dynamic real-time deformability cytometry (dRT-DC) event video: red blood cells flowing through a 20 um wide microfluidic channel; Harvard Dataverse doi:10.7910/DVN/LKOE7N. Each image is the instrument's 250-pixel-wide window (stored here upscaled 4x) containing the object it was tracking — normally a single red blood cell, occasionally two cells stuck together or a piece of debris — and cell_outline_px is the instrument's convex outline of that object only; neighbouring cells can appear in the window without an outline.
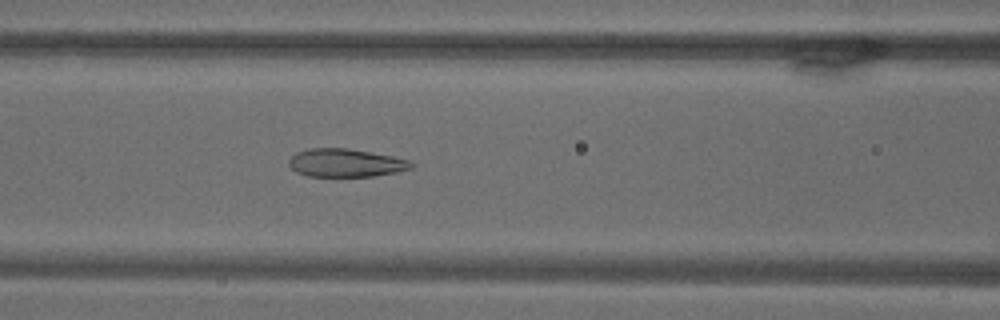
{"species": "common noctule bat (a hibernating species)", "species_latin": "Nyctalus noctula", "temperature_condition": "warm", "stored_images_in_passage": 66, "camera_frame_rate_fps": 3000, "um_per_image_px": 0.085, "animal": {"sex": "male", "body_mass_g": 18.8}, "frame": {"image": 1, "passage_image": 26, "time_ms": 8.333, "image_size_px": [1000, 320], "cell_outline_px": [[416, 164], [412, 168], [396, 172], [372, 176], [308, 176], [296, 172], [288, 164], [288, 160], [296, 152], [308, 148], [348, 148], [392, 156], [408, 160]], "centroid_in_image_um": [29.37, 13.84], "position_along_channel_um": 137.2, "area_um2": 20.06}}
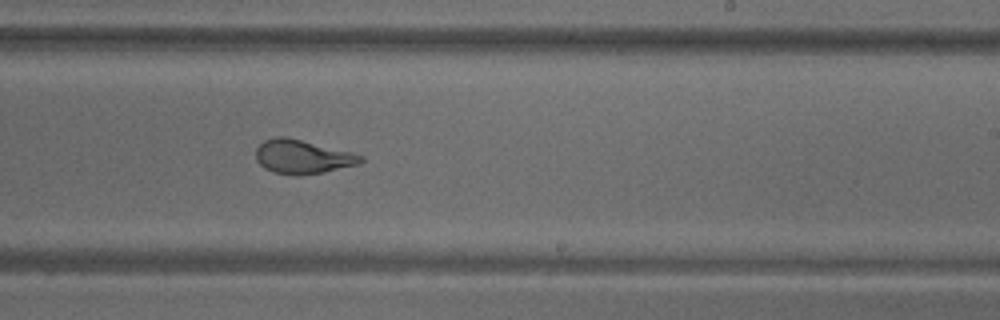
{"frame": {"image": 2, "passage_image": 39, "time_ms": 12.667, "image_size_px": [1000, 320], "cell_outline_px": [[364, 160], [360, 164], [324, 172], [300, 176], [272, 172], [264, 168], [256, 160], [256, 148], [264, 140], [276, 136], [288, 136], [352, 152], [364, 156]], "centroid_in_image_um": [25.72, 13.32], "position_along_channel_um": 263.3, "area_um2": 21.04}}
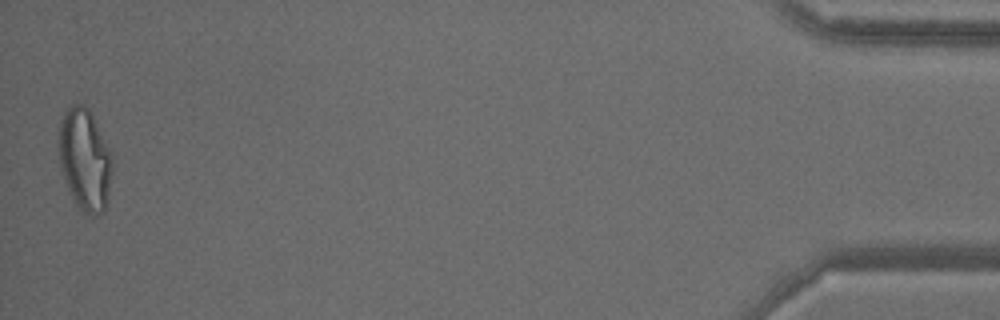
{"frame": {"image": 3, "passage_image": 65, "time_ms": 21.333, "image_size_px": [1000, 320], "cell_outline_px": [[112, 172], [108, 200], [104, 212], [92, 216], [80, 212], [76, 208], [68, 188], [60, 164], [60, 120], [64, 112], [72, 104], [84, 104], [92, 112], [112, 152]], "centroid_in_image_um": [7.25, 13.59], "position_along_channel_um": 428.0, "area_um2": 32.19}}